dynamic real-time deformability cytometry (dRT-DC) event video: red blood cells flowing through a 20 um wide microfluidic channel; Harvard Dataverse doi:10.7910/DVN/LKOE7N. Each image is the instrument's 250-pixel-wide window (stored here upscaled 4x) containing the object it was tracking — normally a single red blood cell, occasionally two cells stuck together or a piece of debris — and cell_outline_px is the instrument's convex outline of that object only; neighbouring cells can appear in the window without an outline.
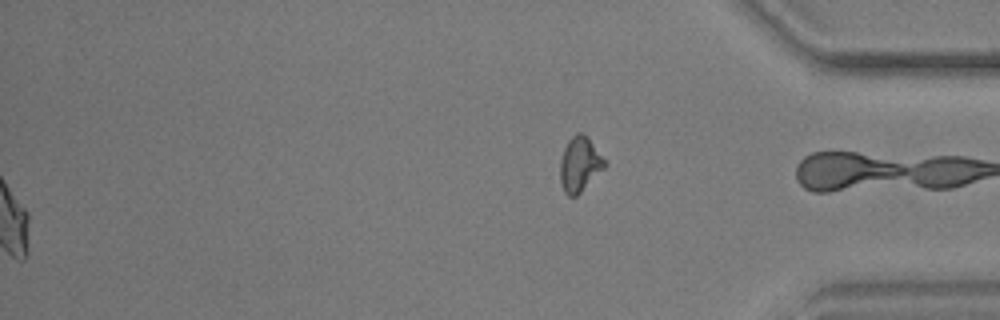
{"species": "common noctule bat (a hibernating species)", "species_latin": "Nyctalus noctula", "temperature_condition": "warm", "stored_images_in_passage": 49, "segment_of_instrument_passage": [2, 2], "camera_frame_rate_fps": 3000, "um_per_image_px": 0.085, "animal": {"sex": "male", "body_mass_g": 17.9, "forearm_length_mm": 54.2}, "frame": {"image": 1, "passage_image": 49, "time_ms": 16.0, "image_size_px": [1000, 320], "cell_outline_px": [[608, 164], [576, 196], [568, 196], [564, 192], [560, 180], [560, 160], [564, 148], [568, 140], [576, 132], [584, 132], [588, 136]], "centroid_in_image_um": [49.27, 13.92], "position_along_channel_um": 385.9, "area_um2": 14.28}}